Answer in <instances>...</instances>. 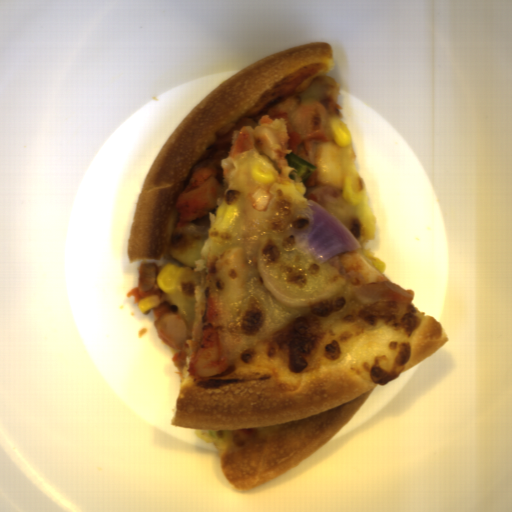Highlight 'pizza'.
Wrapping results in <instances>:
<instances>
[{
	"label": "pizza",
	"instance_id": "1",
	"mask_svg": "<svg viewBox=\"0 0 512 512\" xmlns=\"http://www.w3.org/2000/svg\"><path fill=\"white\" fill-rule=\"evenodd\" d=\"M332 44L294 45L246 65L210 90L173 129L139 192L128 235L127 260L190 268L178 295L165 305L182 315L192 334L169 424L195 430L219 455L230 488L245 492L302 462L332 438L379 384L397 380L449 340L439 320L412 301L368 299L362 284L390 281L386 265L366 249L377 233L365 193L327 201L360 249L328 261L315 257L295 231L310 225L305 182H283L257 149L229 156L231 137L290 96L336 101L340 84ZM214 160L225 177L216 209L175 227L176 199L191 168ZM266 236L267 270L280 291L310 297L343 278L342 293L311 309H286L265 290L257 253ZM225 300L228 368L189 377L207 297Z\"/></svg>",
	"mask_w": 512,
	"mask_h": 512
},
{
	"label": "pizza",
	"instance_id": "2",
	"mask_svg": "<svg viewBox=\"0 0 512 512\" xmlns=\"http://www.w3.org/2000/svg\"><path fill=\"white\" fill-rule=\"evenodd\" d=\"M319 181L344 188L346 177L358 174L352 143L339 147L335 138L322 144L319 161Z\"/></svg>",
	"mask_w": 512,
	"mask_h": 512
}]
</instances>
